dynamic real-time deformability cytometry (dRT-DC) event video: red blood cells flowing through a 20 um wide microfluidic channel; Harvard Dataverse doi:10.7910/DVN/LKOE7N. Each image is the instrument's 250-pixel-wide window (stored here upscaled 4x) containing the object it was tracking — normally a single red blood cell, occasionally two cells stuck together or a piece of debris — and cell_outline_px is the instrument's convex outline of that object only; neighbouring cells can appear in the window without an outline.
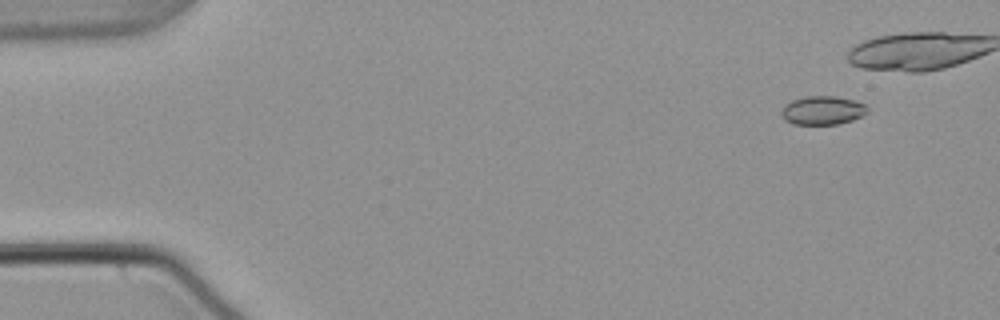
{"species": "common noctule bat (a hibernating species)", "species_latin": "Nyctalus noctula", "temperature_condition": "warm", "stored_images_in_passage": 14, "camera_frame_rate_fps": 3000, "um_per_image_px": 0.085, "animal": {"sex": "male", "body_mass_g": 21.5, "forearm_length_mm": 52.0}, "frame": {"image": 1, "passage_image": 3, "time_ms": 0.667, "image_size_px": [1000, 320], "cell_outline_px": [[868, 112], [852, 120], [840, 124], [792, 124], [784, 120], [780, 112], [784, 104], [792, 100], [804, 96], [836, 96], [852, 100], [864, 104], [868, 108]], "centroid_in_image_um": [69.88, 9.38], "position_along_channel_um": 15.1, "area_um2": 14.45}}